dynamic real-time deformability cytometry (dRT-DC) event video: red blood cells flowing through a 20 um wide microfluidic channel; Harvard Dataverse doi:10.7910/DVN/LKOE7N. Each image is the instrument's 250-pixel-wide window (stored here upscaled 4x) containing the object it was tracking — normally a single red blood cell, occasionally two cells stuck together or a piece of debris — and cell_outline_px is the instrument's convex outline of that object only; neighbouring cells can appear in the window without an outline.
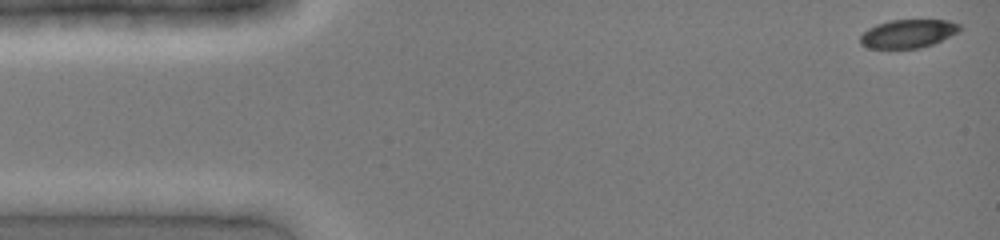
{"species": "common noctule bat (a hibernating species)", "species_latin": "Nyctalus noctula", "temperature_condition": "cold", "stored_images_in_passage": 31, "camera_frame_rate_fps": 3000, "um_per_image_px": 0.085, "animal": {"sex": "female", "body_mass_g": 19.0, "forearm_length_mm": 51.5}, "frame": {"image": 1, "passage_image": 1, "time_ms": 0.0, "image_size_px": [1000, 240], "cell_outline_px": [[964, 28], [960, 32], [932, 44], [920, 48], [868, 48], [860, 44], [860, 36], [868, 28], [876, 24], [892, 20], [948, 20], [960, 24]], "centroid_in_image_um": [77.22, 2.85], "position_along_channel_um": 7.8, "area_um2": 16.59}}
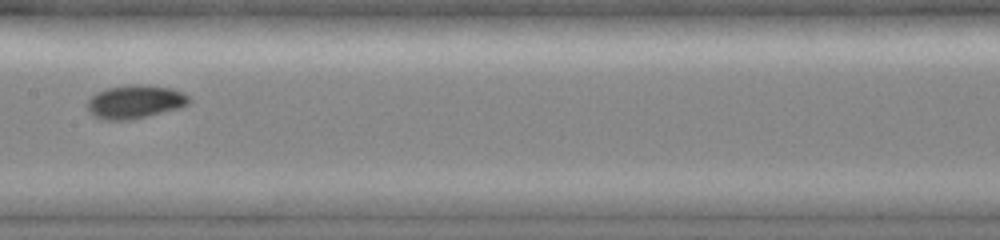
{"frame": {"image": 2, "passage_image": 21, "time_ms": 6.667, "image_size_px": [1000, 240], "cell_outline_px": [[188, 104], [176, 108], [128, 120], [104, 120], [96, 116], [88, 108], [88, 100], [92, 96], [108, 88], [132, 84], [136, 84], [172, 88], [184, 92], [188, 96]], "centroid_in_image_um": [11.48, 8.64], "position_along_channel_um": 195.9, "area_um2": 19.13}}
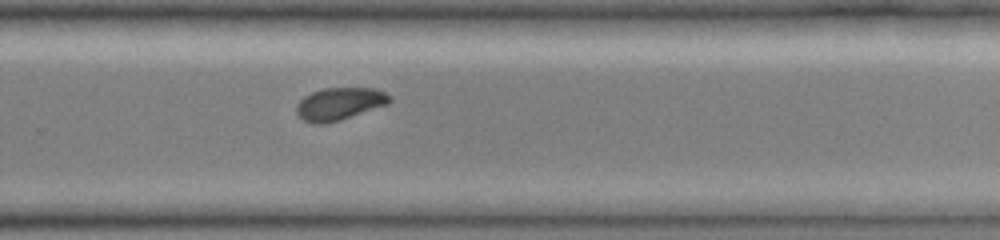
{"frame": {"image": 3, "passage_image": 28, "time_ms": 9.0, "image_size_px": [1000, 240], "cell_outline_px": [[392, 100], [388, 104], [328, 124], [312, 124], [304, 120], [296, 112], [296, 104], [304, 96], [312, 92], [324, 88], [372, 88], [384, 92], [392, 96]], "centroid_in_image_um": [28.85, 8.83], "position_along_channel_um": 301.0, "area_um2": 17.69}}